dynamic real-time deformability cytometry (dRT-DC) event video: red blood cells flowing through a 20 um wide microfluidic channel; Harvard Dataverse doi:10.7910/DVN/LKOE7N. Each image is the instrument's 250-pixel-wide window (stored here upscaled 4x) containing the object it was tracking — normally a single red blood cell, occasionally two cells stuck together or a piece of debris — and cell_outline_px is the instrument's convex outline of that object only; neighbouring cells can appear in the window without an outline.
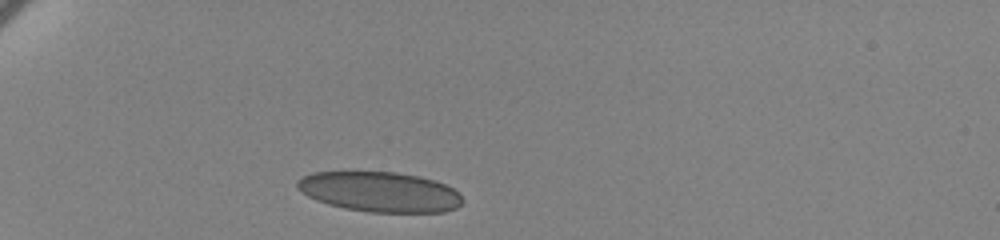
{"species": "human", "species_latin": "Homo sapiens", "temperature_condition": "cold", "stored_images_in_passage": 35, "camera_frame_rate_fps": 3000, "um_per_image_px": 0.085, "donor": {"sex": "female"}, "frame": {"image": 1, "passage_image": 1, "time_ms": 0.0, "image_size_px": [1000, 240], "cell_outline_px": [[460, 204], [456, 208], [444, 212], [368, 212], [344, 208], [328, 204], [316, 200], [308, 196], [296, 188], [296, 180], [312, 172], [396, 172], [420, 176], [444, 184], [452, 188], [460, 196]], "centroid_in_image_um": [32.23, 16.31], "position_along_channel_um": 52.8, "area_um2": 38.44}}
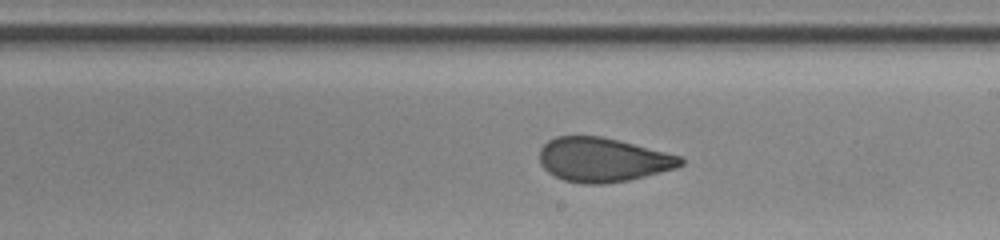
{"frame": {"image": 2, "passage_image": 20, "time_ms": 6.333, "image_size_px": [1000, 240], "cell_outline_px": [[684, 164], [676, 168], [628, 180], [604, 184], [584, 184], [564, 180], [548, 172], [540, 164], [540, 148], [548, 140], [556, 136], [600, 136], [620, 140], [680, 156], [684, 160]], "centroid_in_image_um": [51.22, 13.57], "position_along_channel_um": 237.8, "area_um2": 36.24}}
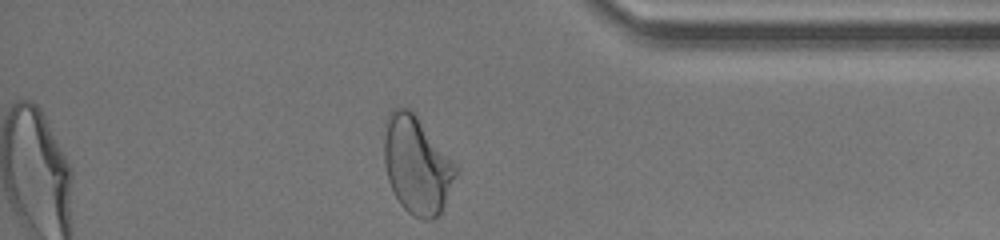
{"frame": {"image": 3, "passage_image": 35, "time_ms": 11.333, "image_size_px": [1000, 240], "cell_outline_px": [[456, 172], [444, 204], [440, 212], [432, 220], [424, 220], [412, 216], [400, 204], [388, 180], [384, 160], [384, 120], [388, 112], [392, 108], [408, 108], [416, 116], [456, 164]], "centroid_in_image_um": [35.38, 14.01], "position_along_channel_um": 399.8, "area_um2": 40.23}, "authors_computed_cell_mechanics": {"area_um2": 37.4544, "velocity_mm_per_s": 3.4507, "shape_relaxation_time_tau1_ms": 6.2069, "shape_relaxation_time_tau2_ms": 1.0072, "deformation_change_tau1": 0.1742, "deformation_change_tau2": 0.0734}}